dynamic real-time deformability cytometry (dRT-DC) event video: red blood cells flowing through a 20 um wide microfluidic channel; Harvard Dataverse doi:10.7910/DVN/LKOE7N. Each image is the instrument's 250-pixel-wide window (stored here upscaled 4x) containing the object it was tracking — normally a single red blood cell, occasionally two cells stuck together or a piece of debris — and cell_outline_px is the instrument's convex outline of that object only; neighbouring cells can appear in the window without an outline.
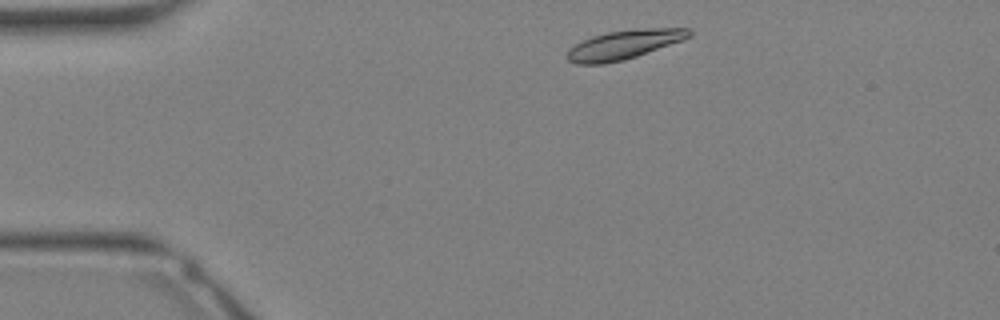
{"species": "Egyptian fruit bat (a non-hibernating species)", "species_latin": "Rousettus aegyptiacus", "temperature_condition": "warm", "stored_images_in_passage": 29, "camera_frame_rate_fps": 3000, "um_per_image_px": 0.085, "animal": {"sex": "female"}, "frame": {"image": 1, "passage_image": 2, "time_ms": 0.333, "image_size_px": [1000, 320], "cell_outline_px": [[692, 36], [684, 40], [624, 60], [604, 64], [576, 64], [568, 60], [564, 56], [568, 48], [580, 40], [592, 36], [608, 32], [636, 28], [688, 28], [692, 32]], "centroid_in_image_um": [53.0, 3.79], "position_along_channel_um": 32.0, "area_um2": 21.04}}
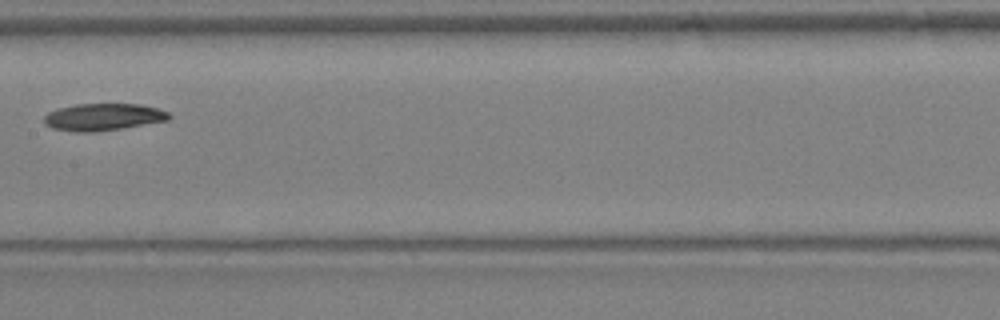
{"frame": {"image": 2, "passage_image": 13, "time_ms": 4.0, "image_size_px": [1000, 320], "cell_outline_px": [[172, 116], [168, 120], [96, 132], [76, 132], [52, 128], [44, 124], [44, 116], [48, 112], [60, 108], [76, 104], [140, 104], [156, 108], [168, 112]], "centroid_in_image_um": [8.75, 9.94], "position_along_channel_um": 198.7, "area_um2": 19.59}}
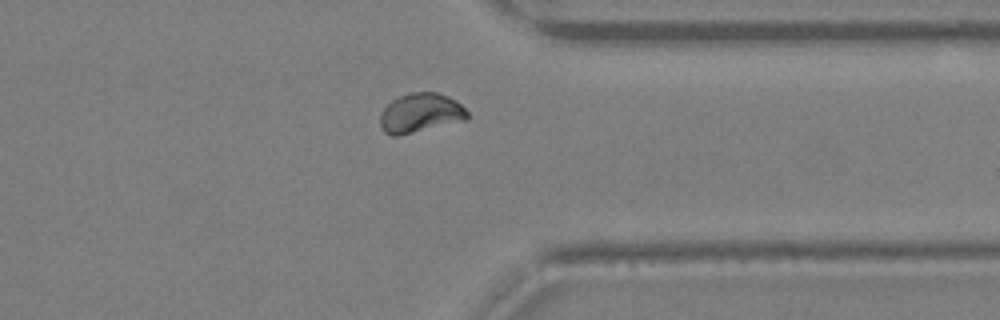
{"frame": {"image": 3, "passage_image": 22, "time_ms": 7.0, "image_size_px": [1000, 320], "cell_outline_px": [[468, 120], [396, 136], [392, 136], [384, 132], [380, 124], [380, 116], [384, 108], [392, 100], [400, 96], [412, 92], [436, 92], [448, 96], [456, 100], [468, 112]], "centroid_in_image_um": [35.76, 9.6], "position_along_channel_um": 375.6, "area_um2": 19.94}}